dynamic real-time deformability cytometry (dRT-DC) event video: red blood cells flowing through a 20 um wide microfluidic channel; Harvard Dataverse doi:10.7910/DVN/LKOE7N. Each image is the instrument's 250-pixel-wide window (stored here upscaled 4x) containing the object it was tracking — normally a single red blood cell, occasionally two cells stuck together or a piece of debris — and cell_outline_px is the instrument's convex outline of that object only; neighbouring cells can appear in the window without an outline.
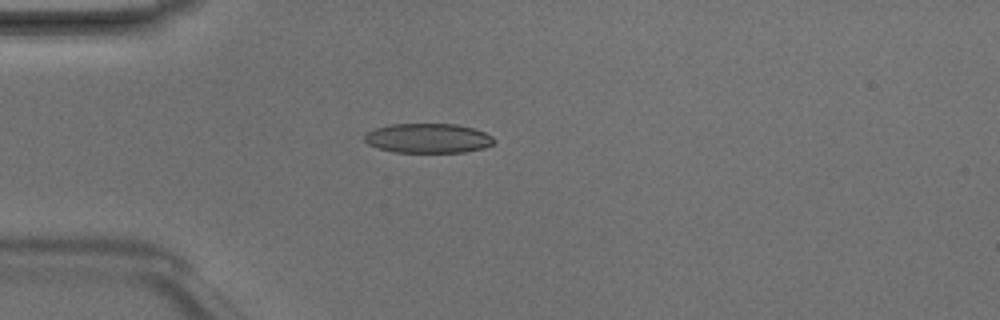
{"species": "Egyptian fruit bat (a non-hibernating species)", "species_latin": "Rousettus aegyptiacus", "temperature_condition": "room temperature", "stored_images_in_passage": 4, "camera_frame_rate_fps": 3000, "um_per_image_px": 0.085, "animal": {"sex": "male"}, "frame": {"image": 1, "passage_image": 3, "time_ms": 0.667, "image_size_px": [1000, 320], "cell_outline_px": [[496, 140], [492, 144], [484, 148], [464, 152], [396, 152], [376, 148], [368, 144], [364, 140], [364, 136], [368, 132], [376, 128], [392, 124], [456, 124], [472, 128], [484, 132], [492, 136]], "centroid_in_image_um": [36.38, 11.75], "position_along_channel_um": 48.6, "area_um2": 22.25}}